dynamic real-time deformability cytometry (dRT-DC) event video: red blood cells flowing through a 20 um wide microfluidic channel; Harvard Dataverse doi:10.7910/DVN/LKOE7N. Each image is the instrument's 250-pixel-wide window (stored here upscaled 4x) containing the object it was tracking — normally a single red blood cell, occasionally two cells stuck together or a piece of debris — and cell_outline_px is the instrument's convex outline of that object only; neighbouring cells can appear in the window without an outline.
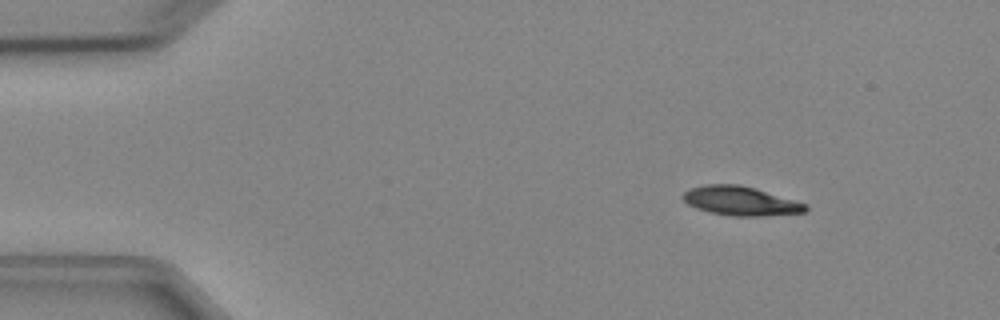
{"species": "Egyptian fruit bat (a non-hibernating species)", "species_latin": "Rousettus aegyptiacus", "temperature_condition": "cold", "stored_images_in_passage": 5, "camera_frame_rate_fps": 3000, "um_per_image_px": 0.085, "animal": {"sex": "female"}, "frame": {"image": 1, "passage_image": 2, "time_ms": 1.333, "image_size_px": [1000, 320], "cell_outline_px": [[808, 212], [764, 216], [732, 216], [708, 212], [696, 208], [688, 204], [680, 196], [684, 192], [692, 188], [704, 184], [740, 184], [756, 188], [796, 200], [808, 204]], "centroid_in_image_um": [62.98, 17.08], "position_along_channel_um": 22.0, "area_um2": 21.1}}